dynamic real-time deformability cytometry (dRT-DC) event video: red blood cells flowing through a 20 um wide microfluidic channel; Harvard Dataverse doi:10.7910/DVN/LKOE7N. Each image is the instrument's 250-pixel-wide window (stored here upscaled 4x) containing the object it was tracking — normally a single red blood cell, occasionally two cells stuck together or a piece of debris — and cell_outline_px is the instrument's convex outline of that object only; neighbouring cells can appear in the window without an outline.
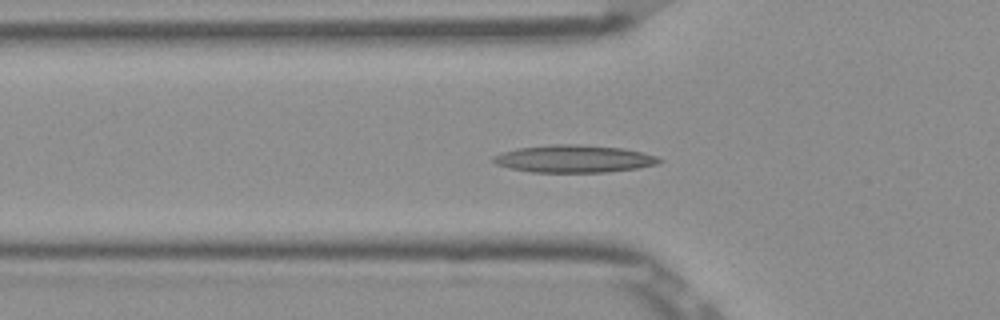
{"species": "Egyptian fruit bat (a non-hibernating species)", "species_latin": "Rousettus aegyptiacus", "temperature_condition": "room temperature", "stored_images_in_passage": 53, "camera_frame_rate_fps": 3000, "um_per_image_px": 0.085, "frame": {"image": 1, "passage_image": 18, "time_ms": 5.667, "image_size_px": [1000, 320], "cell_outline_px": [[664, 160], [660, 164], [636, 168], [608, 172], [532, 172], [508, 168], [496, 164], [492, 160], [492, 156], [516, 148], [556, 144], [572, 144], [624, 148], [656, 156]], "centroid_in_image_um": [48.79, 13.5], "position_along_channel_um": 77.0, "area_um2": 26.53}}
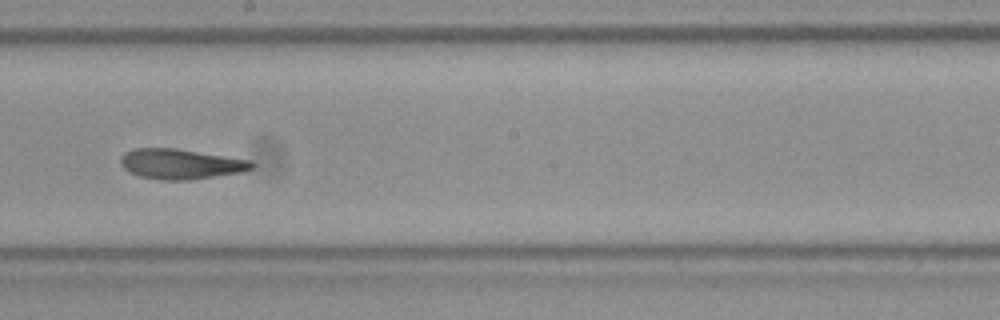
{"frame": {"image": 2, "passage_image": 30, "time_ms": 9.667, "image_size_px": [1000, 320], "cell_outline_px": [[256, 164], [252, 168], [240, 172], [188, 180], [160, 180], [140, 176], [128, 172], [120, 164], [120, 156], [124, 152], [132, 148], [176, 148], [252, 160]], "centroid_in_image_um": [15.32, 13.93], "position_along_channel_um": 232.9, "area_um2": 23.18}}
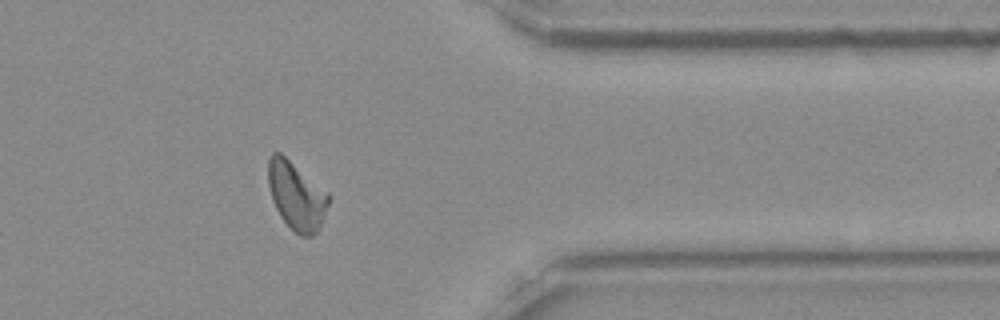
{"frame": {"image": 3, "passage_image": 43, "time_ms": 14.0, "image_size_px": [1000, 320], "cell_outline_px": [[332, 196], [324, 220], [320, 228], [312, 236], [300, 236], [280, 216], [272, 200], [268, 184], [268, 160], [272, 152], [280, 152], [328, 192]], "centroid_in_image_um": [25.23, 16.64], "position_along_channel_um": 386.2, "area_um2": 24.04}, "authors_computed_cell_mechanics": {"area_um2": 23.4668, "velocity_mm_per_s": 3.8714, "shape_relaxation_time_tau1_ms": null, "shape_relaxation_time_tau2_ms": 3.8939, "deformation_change_tau1": null, "deformation_change_tau2": 0.1183}}